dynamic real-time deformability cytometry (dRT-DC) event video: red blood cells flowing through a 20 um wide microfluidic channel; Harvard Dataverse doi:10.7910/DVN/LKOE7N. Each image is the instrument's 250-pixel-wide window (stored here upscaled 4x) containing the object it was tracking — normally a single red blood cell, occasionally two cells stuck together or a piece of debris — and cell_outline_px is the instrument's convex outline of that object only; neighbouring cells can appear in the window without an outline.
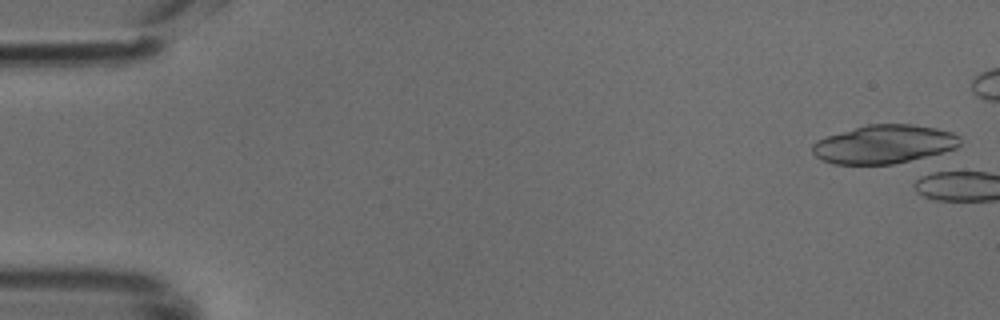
{"species": "common noctule bat (a hibernating species)", "species_latin": "Nyctalus noctula", "temperature_condition": "cold", "stored_images_in_passage": 1, "camera_frame_rate_fps": 3000, "um_per_image_px": 0.085, "animal": {"sex": "male", "body_mass_g": 18.8}, "frame": {"image": 1, "passage_image": 1, "time_ms": 0.0, "image_size_px": [1000, 320], "cell_outline_px": [[960, 144], [956, 148], [932, 156], [892, 164], [832, 164], [816, 156], [812, 152], [812, 144], [816, 140], [828, 136], [868, 124], [912, 124], [936, 128], [952, 132], [960, 136]], "centroid_in_image_um": [75.18, 12.26], "position_along_channel_um": 9.8, "area_um2": 33.18}}